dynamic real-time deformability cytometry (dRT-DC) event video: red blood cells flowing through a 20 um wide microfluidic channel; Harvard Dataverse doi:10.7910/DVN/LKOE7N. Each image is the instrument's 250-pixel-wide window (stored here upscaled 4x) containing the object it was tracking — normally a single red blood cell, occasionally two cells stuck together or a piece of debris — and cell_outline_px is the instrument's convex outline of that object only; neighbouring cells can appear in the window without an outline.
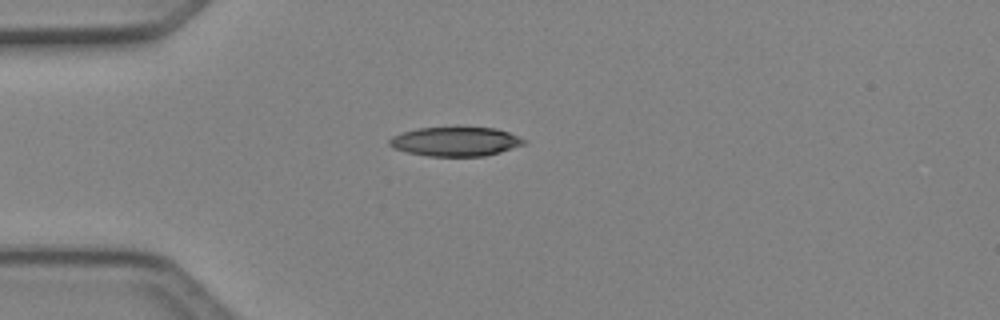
{"species": "Egyptian fruit bat (a non-hibernating species)", "species_latin": "Rousettus aegyptiacus", "temperature_condition": "cold", "stored_images_in_passage": 5, "camera_frame_rate_fps": 3000, "um_per_image_px": 0.085, "animal": {"sex": "female"}, "frame": {"image": 1, "passage_image": 5, "time_ms": 1.333, "image_size_px": [1000, 320], "cell_outline_px": [[528, 140], [524, 144], [500, 152], [484, 156], [428, 156], [408, 152], [392, 148], [388, 144], [388, 140], [392, 136], [416, 128], [496, 128], [508, 132]], "centroid_in_image_um": [38.71, 12.04], "position_along_channel_um": 46.3, "area_um2": 22.72}}